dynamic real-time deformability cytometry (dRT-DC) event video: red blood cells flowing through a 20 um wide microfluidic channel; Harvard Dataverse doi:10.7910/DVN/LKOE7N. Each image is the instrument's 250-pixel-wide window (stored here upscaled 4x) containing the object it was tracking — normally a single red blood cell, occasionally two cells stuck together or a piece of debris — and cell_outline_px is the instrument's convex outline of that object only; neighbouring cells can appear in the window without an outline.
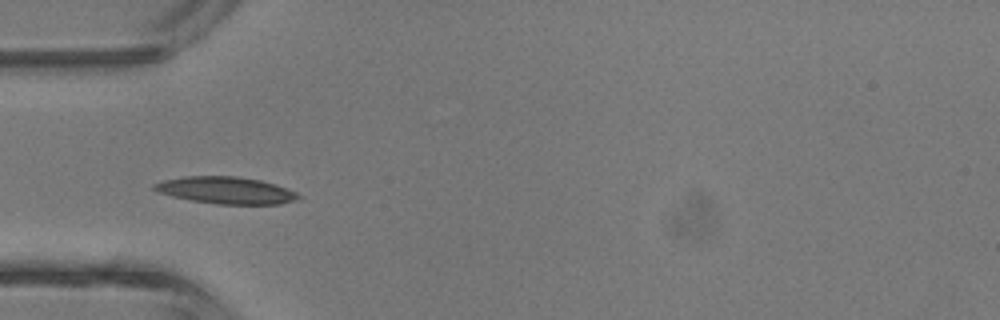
{"species": "common noctule bat (a hibernating species)", "species_latin": "Nyctalus noctula", "temperature_condition": "room temperature", "stored_images_in_passage": 4, "camera_frame_rate_fps": 3000, "um_per_image_px": 0.085, "animal": {"sex": "male", "body_mass_g": 13.3}, "frame": {"image": 1, "passage_image": 4, "time_ms": 3.333, "image_size_px": [1000, 320], "cell_outline_px": [[304, 196], [300, 200], [280, 204], [216, 204], [192, 200], [172, 196], [160, 192], [152, 188], [152, 184], [164, 180], [184, 176], [236, 176], [260, 180], [276, 184], [296, 192]], "centroid_in_image_um": [19.27, 16.18], "position_along_channel_um": 65.7, "area_um2": 22.77}}